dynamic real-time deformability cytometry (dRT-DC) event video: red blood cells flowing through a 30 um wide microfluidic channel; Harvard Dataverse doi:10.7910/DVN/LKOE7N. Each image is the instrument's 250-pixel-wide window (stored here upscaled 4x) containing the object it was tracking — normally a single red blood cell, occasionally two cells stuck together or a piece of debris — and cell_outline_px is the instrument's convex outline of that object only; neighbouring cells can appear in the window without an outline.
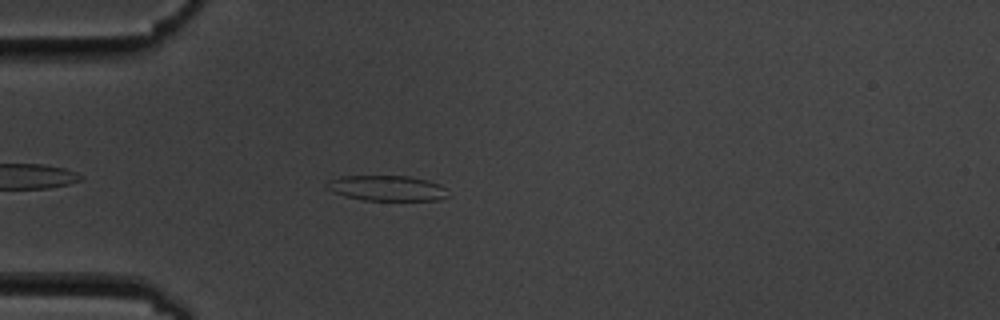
{"species": "common noctule bat (a hibernating species)", "species_latin": "Nyctalus noctula", "temperature_condition": "cold", "stored_images_in_passage": 4, "camera_frame_rate_fps": 3000, "um_per_image_px": 0.085, "animal": {"sex": "male", "body_mass_g": 19.5, "forearm_length_mm": 54.6}, "frame": {"image": 1, "passage_image": 3, "time_ms": 2.333, "image_size_px": [1000, 320], "cell_outline_px": [[448, 196], [440, 200], [364, 200], [344, 196], [332, 192], [324, 188], [324, 184], [340, 176], [408, 176], [428, 180], [440, 184], [448, 188]], "centroid_in_image_um": [32.9, 15.99], "position_along_channel_um": 52.1, "area_um2": 18.15}}